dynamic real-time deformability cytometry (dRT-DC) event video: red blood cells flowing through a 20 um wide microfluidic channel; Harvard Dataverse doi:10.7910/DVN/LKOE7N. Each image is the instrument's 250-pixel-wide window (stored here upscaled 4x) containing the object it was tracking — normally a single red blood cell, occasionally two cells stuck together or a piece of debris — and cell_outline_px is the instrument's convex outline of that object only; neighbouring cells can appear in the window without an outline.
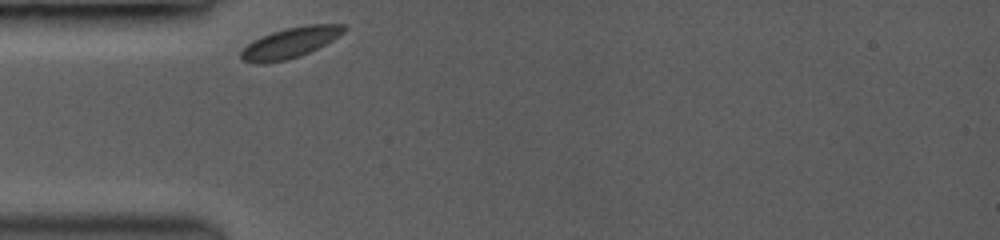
{"species": "common noctule bat (a hibernating species)", "species_latin": "Nyctalus noctula", "temperature_condition": "room temperature", "stored_images_in_passage": 19, "camera_frame_rate_fps": 3500, "um_per_image_px": 0.085, "animal": {"sex": "female", "body_mass_g": 19.0, "forearm_length_mm": 53.3}, "frame": {"image": 1, "passage_image": 1, "time_ms": 0.0, "image_size_px": [1000, 240], "cell_outline_px": [[348, 28], [344, 32], [332, 40], [300, 56], [284, 60], [264, 64], [260, 64], [240, 60], [240, 52], [252, 40], [272, 32], [288, 28], [308, 24], [348, 24]], "centroid_in_image_um": [24.66, 3.63], "position_along_channel_um": 60.3, "area_um2": 18.21}}
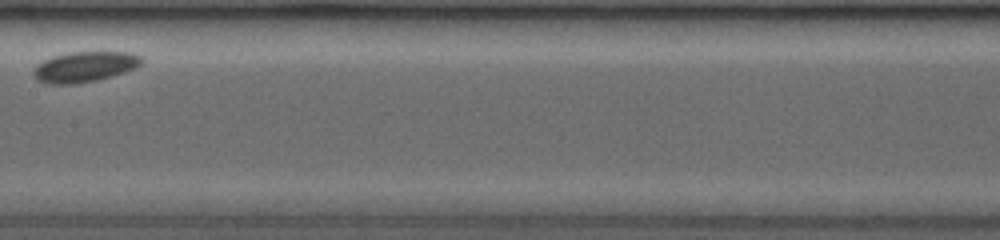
{"frame": {"image": 2, "passage_image": 9, "time_ms": 4.0, "image_size_px": [1000, 240], "cell_outline_px": [[144, 60], [136, 68], [112, 76], [96, 80], [72, 84], [52, 84], [36, 80], [32, 72], [36, 64], [52, 56], [68, 52], [132, 52], [140, 56]], "centroid_in_image_um": [7.18, 5.67], "position_along_channel_um": 200.2, "area_um2": 19.25}}
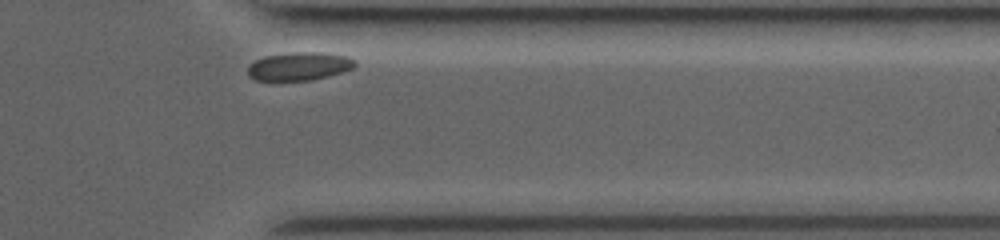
{"frame": {"image": 3, "passage_image": 19, "time_ms": 9.143, "image_size_px": [1000, 240], "cell_outline_px": [[356, 64], [352, 68], [340, 72], [312, 80], [256, 80], [248, 72], [248, 68], [256, 60], [264, 56], [292, 52], [324, 52], [348, 56], [356, 60]], "centroid_in_image_um": [25.47, 5.61], "position_along_channel_um": 385.9, "area_um2": 17.4}}